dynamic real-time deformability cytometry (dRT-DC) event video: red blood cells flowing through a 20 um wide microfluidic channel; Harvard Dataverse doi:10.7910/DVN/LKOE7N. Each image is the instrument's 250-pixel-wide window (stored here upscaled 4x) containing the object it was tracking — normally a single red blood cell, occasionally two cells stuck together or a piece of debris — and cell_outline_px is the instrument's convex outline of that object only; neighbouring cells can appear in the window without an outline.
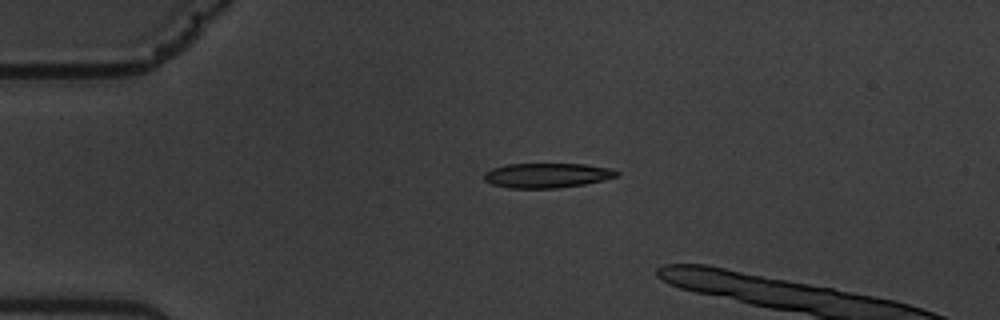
{"species": "common noctule bat (a hibernating species)", "species_latin": "Nyctalus noctula", "temperature_condition": "warm", "stored_images_in_passage": 6, "camera_frame_rate_fps": 3000, "um_per_image_px": 0.085, "animal": {"sex": "male", "body_mass_g": 19.5, "forearm_length_mm": 54.6}, "frame": {"image": 1, "passage_image": 4, "time_ms": 3.667, "image_size_px": [1000, 320], "cell_outline_px": [[620, 176], [604, 180], [584, 184], [560, 188], [508, 188], [492, 184], [484, 180], [484, 172], [492, 168], [508, 164], [584, 164], [612, 168], [620, 172]], "centroid_in_image_um": [46.53, 14.91], "position_along_channel_um": 38.5, "area_um2": 19.31}}